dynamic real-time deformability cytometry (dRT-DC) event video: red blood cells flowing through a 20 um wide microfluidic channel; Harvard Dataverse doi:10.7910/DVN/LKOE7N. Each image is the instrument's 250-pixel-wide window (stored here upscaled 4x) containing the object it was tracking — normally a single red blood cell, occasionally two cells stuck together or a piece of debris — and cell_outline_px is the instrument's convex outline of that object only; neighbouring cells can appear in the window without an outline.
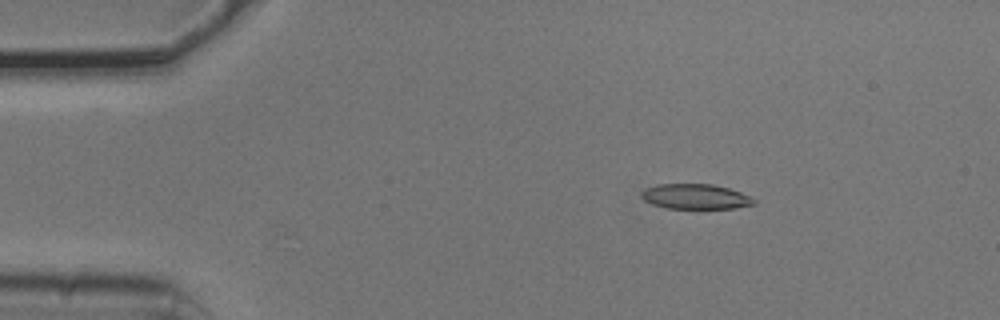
{"species": "common noctule bat (a hibernating species)", "species_latin": "Nyctalus noctula", "temperature_condition": "cold", "stored_images_in_passage": 5, "camera_frame_rate_fps": 3000, "um_per_image_px": 0.085, "animal": {"sex": "male", "body_mass_g": 20.5, "forearm_length_mm": 52.5}, "frame": {"image": 1, "passage_image": 3, "time_ms": 0.667, "image_size_px": [1000, 320], "cell_outline_px": [[756, 204], [736, 208], [668, 208], [652, 204], [644, 200], [640, 196], [640, 192], [644, 188], [656, 184], [712, 184], [728, 188], [752, 196], [756, 200]], "centroid_in_image_um": [59.11, 16.7], "position_along_channel_um": 25.9, "area_um2": 16.59}}